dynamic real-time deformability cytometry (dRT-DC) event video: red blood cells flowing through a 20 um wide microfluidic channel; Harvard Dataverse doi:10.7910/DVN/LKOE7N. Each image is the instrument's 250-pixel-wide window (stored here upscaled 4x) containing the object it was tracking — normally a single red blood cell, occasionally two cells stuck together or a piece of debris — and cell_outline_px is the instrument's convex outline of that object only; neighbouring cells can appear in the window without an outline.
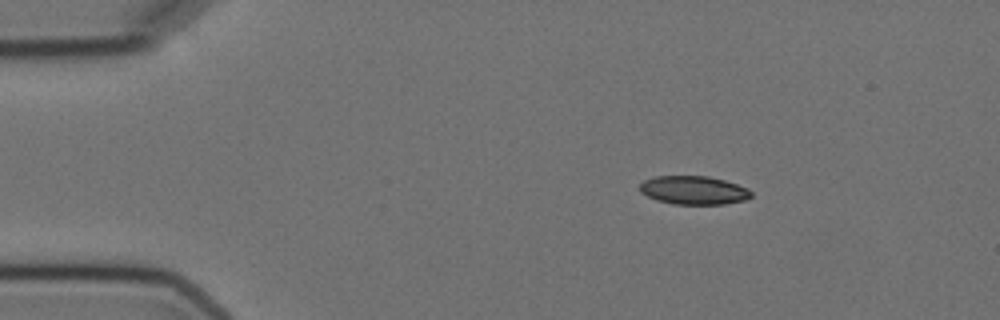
{"species": "Egyptian fruit bat (a non-hibernating species)", "species_latin": "Rousettus aegyptiacus", "temperature_condition": "cold", "stored_images_in_passage": 3, "camera_frame_rate_fps": 3000, "um_per_image_px": 0.085, "animal": {"sex": "female"}, "frame": {"image": 1, "passage_image": 1, "time_ms": 0.0, "image_size_px": [1000, 320], "cell_outline_px": [[752, 196], [744, 200], [724, 204], [672, 204], [656, 200], [640, 192], [640, 184], [644, 180], [656, 176], [708, 176], [724, 180], [748, 188], [752, 192]], "centroid_in_image_um": [58.96, 16.17], "position_along_channel_um": 26.0, "area_um2": 18.5}}